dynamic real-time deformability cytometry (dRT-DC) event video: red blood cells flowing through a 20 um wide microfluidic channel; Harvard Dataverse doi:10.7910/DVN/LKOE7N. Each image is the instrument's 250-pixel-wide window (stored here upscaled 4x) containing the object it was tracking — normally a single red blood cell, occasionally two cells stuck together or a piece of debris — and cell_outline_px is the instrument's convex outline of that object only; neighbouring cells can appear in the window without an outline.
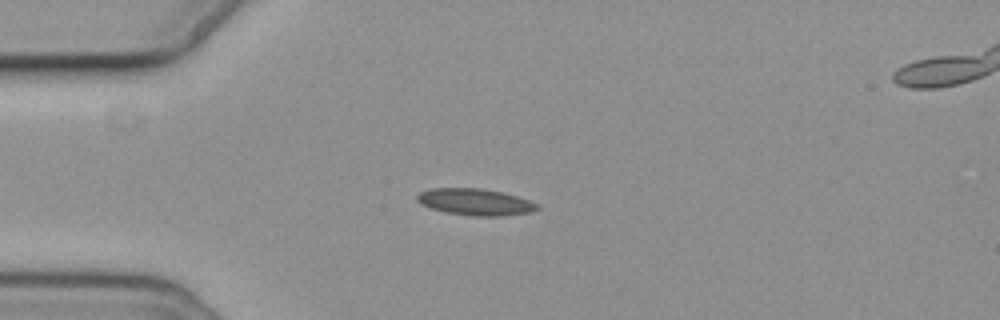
{"species": "common noctule bat (a hibernating species)", "species_latin": "Nyctalus noctula", "temperature_condition": "cold", "stored_images_in_passage": 1, "camera_frame_rate_fps": 3000, "um_per_image_px": 0.085, "animal": {"sex": "female", "body_mass_g": 19.3, "forearm_length_mm": 54.1}, "frame": {"image": 1, "passage_image": 1, "time_ms": 0.0, "image_size_px": [1000, 320], "cell_outline_px": [[540, 208], [532, 212], [504, 216], [468, 216], [444, 212], [428, 208], [420, 204], [416, 200], [416, 196], [420, 192], [432, 188], [480, 188], [504, 192], [540, 204]], "centroid_in_image_um": [40.39, 17.18], "position_along_channel_um": 44.6, "area_um2": 19.02}}